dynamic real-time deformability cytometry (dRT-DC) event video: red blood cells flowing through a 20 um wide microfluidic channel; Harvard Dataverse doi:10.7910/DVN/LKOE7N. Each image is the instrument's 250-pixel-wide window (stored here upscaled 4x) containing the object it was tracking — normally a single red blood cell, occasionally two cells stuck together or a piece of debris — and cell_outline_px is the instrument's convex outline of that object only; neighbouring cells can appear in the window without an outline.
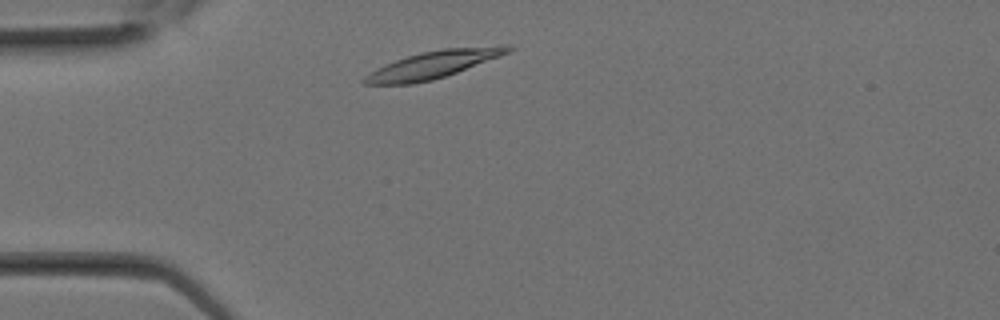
{"species": "Egyptian fruit bat (a non-hibernating species)", "species_latin": "Rousettus aegyptiacus", "temperature_condition": "room temperature", "stored_images_in_passage": 10, "camera_frame_rate_fps": 3000, "um_per_image_px": 0.085, "animal": {"sex": "female"}, "frame": {"image": 1, "passage_image": 2, "time_ms": 0.333, "image_size_px": [1000, 320], "cell_outline_px": [[516, 48], [500, 56], [456, 72], [432, 80], [412, 84], [364, 84], [360, 80], [364, 76], [376, 68], [384, 64], [420, 52], [444, 48], [500, 44], [512, 44]], "centroid_in_image_um": [36.87, 5.46], "position_along_channel_um": 48.1, "area_um2": 23.06}}
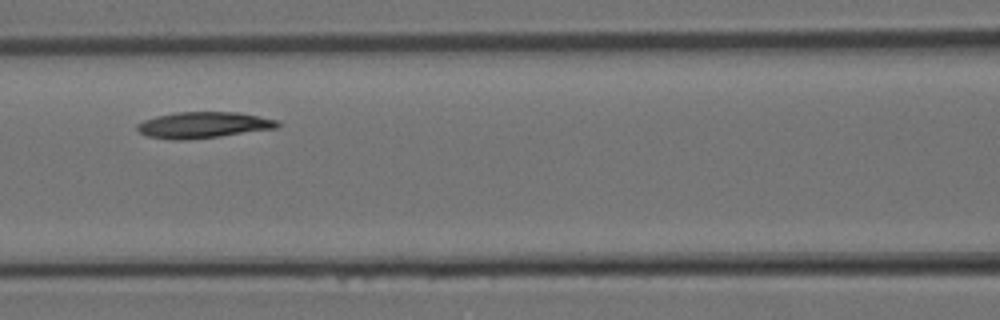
{"frame": {"image": 2, "passage_image": 7, "time_ms": 2.0, "image_size_px": [1000, 320], "cell_outline_px": [[280, 124], [276, 128], [220, 136], [188, 140], [172, 140], [148, 136], [140, 132], [136, 128], [136, 124], [144, 120], [156, 116], [176, 112], [236, 112], [280, 120]], "centroid_in_image_um": [17.27, 10.62], "position_along_channel_um": 149.3, "area_um2": 21.39}}
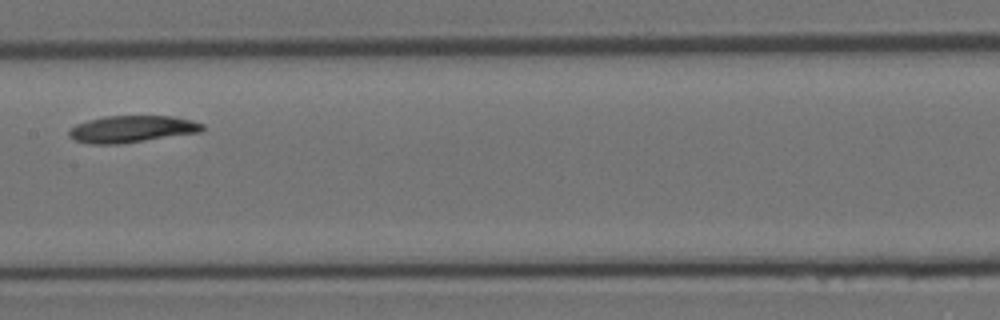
{"frame": {"image": 3, "passage_image": 9, "time_ms": 2.667, "image_size_px": [1000, 320], "cell_outline_px": [[204, 128], [200, 132], [120, 144], [88, 144], [76, 140], [68, 136], [68, 132], [76, 124], [88, 120], [104, 116], [172, 116], [192, 120], [204, 124]], "centroid_in_image_um": [11.2, 10.97], "position_along_channel_um": 196.2, "area_um2": 20.87}}